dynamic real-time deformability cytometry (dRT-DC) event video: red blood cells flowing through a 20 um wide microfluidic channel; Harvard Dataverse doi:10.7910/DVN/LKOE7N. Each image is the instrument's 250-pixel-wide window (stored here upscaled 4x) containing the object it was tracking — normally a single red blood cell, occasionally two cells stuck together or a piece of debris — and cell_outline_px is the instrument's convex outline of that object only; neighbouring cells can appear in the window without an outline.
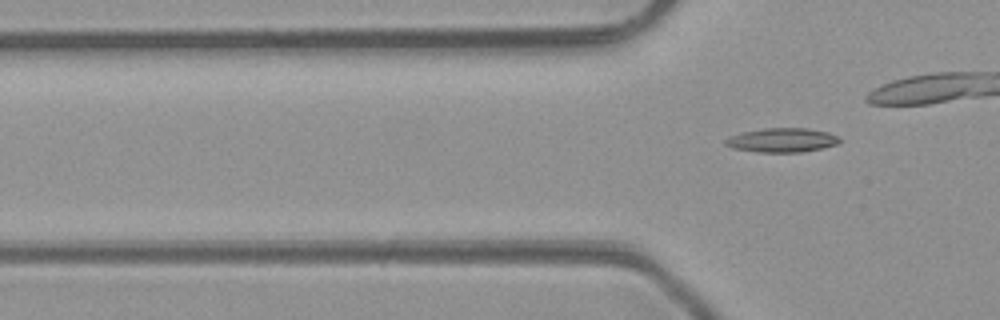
{"species": "common noctule bat (a hibernating species)", "species_latin": "Nyctalus noctula", "temperature_condition": "room temperature", "stored_images_in_passage": 5, "segment_of_instrument_passage": [2, 2], "camera_frame_rate_fps": 3000, "um_per_image_px": 0.085, "animal": {"sex": "male", "body_mass_g": 23.1, "forearm_length_mm": 52.7}, "frame": {"image": 1, "passage_image": 5, "time_ms": 5.333, "image_size_px": [1000, 320], "cell_outline_px": [[840, 140], [836, 144], [820, 148], [800, 152], [756, 152], [732, 148], [724, 144], [724, 140], [732, 136], [744, 132], [764, 128], [808, 128], [828, 132], [840, 136]], "centroid_in_image_um": [66.47, 11.91], "position_along_channel_um": 59.3, "area_um2": 15.95}}